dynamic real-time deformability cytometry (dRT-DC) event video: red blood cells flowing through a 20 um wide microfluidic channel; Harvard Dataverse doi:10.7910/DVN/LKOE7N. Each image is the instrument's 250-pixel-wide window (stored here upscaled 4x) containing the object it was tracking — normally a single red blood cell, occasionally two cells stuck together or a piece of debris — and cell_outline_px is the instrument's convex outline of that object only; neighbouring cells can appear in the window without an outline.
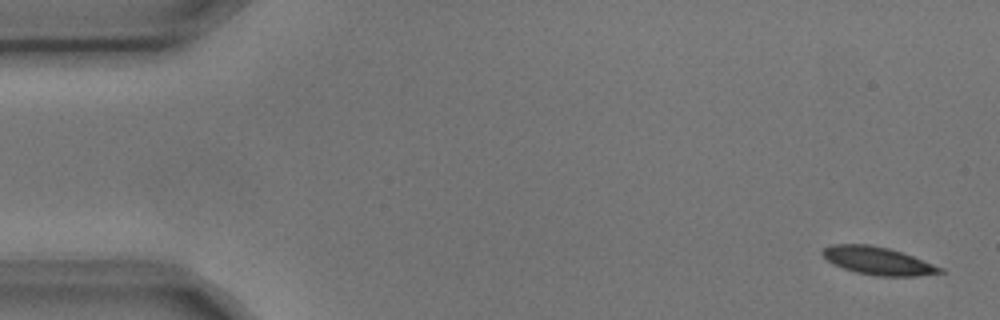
{"species": "common noctule bat (a hibernating species)", "species_latin": "Nyctalus noctula", "temperature_condition": "cold", "stored_images_in_passage": 4, "camera_frame_rate_fps": 3000, "um_per_image_px": 0.085, "animal": {"sex": "male", "body_mass_g": 17.9, "forearm_length_mm": 54.2}, "frame": {"image": 1, "passage_image": 1, "time_ms": 0.0, "image_size_px": [1000, 320], "cell_outline_px": [[948, 272], [920, 276], [876, 276], [856, 272], [832, 264], [820, 252], [824, 248], [832, 244], [868, 244], [888, 248], [912, 256], [944, 268]], "centroid_in_image_um": [74.65, 22.18], "position_along_channel_um": 10.4, "area_um2": 19.07}}